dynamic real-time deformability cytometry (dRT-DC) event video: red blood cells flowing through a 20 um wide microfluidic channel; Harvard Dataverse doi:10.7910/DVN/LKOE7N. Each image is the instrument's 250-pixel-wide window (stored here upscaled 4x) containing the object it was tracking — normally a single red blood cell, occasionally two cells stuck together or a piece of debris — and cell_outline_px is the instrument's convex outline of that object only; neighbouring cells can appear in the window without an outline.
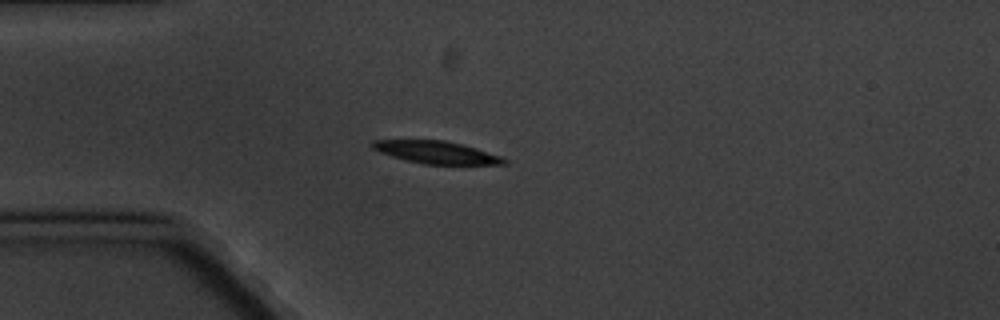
{"species": "common noctule bat (a hibernating species)", "species_latin": "Nyctalus noctula", "temperature_condition": "cold", "stored_images_in_passage": 4, "camera_frame_rate_fps": 3000, "um_per_image_px": 0.085, "animal": {"sex": "male", "body_mass_g": 20.1, "forearm_length_mm": 53.5}, "frame": {"image": 1, "passage_image": 4, "time_ms": 4.333, "image_size_px": [1000, 320], "cell_outline_px": [[508, 164], [420, 164], [404, 160], [380, 152], [372, 148], [368, 144], [372, 140], [444, 140], [476, 148], [500, 156], [508, 160]], "centroid_in_image_um": [37.04, 12.95], "position_along_channel_um": 48.0, "area_um2": 17.22}}